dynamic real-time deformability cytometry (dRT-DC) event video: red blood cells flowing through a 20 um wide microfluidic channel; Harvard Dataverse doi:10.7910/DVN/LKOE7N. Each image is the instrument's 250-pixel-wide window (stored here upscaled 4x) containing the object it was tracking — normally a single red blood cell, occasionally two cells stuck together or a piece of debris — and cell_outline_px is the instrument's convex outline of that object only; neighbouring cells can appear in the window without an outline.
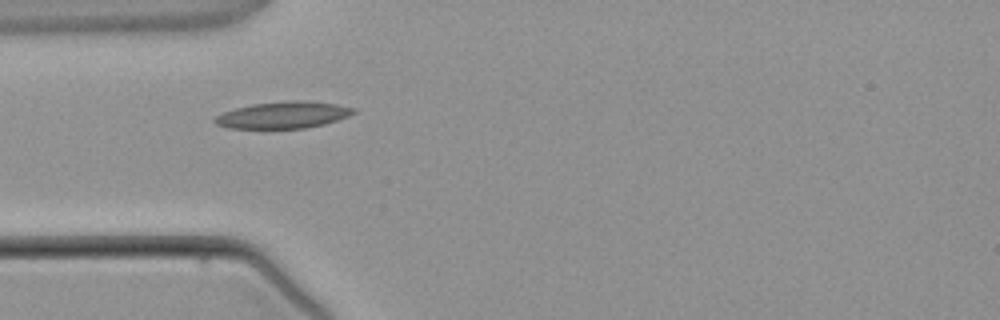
{"species": "common noctule bat (a hibernating species)", "species_latin": "Nyctalus noctula", "temperature_condition": "warm", "stored_images_in_passage": 1, "camera_frame_rate_fps": 3000, "um_per_image_px": 0.085, "animal": {"sex": "male", "body_mass_g": 21.5, "forearm_length_mm": 52.0}, "frame": {"image": 1, "passage_image": 1, "time_ms": 0.0, "image_size_px": [1000, 320], "cell_outline_px": [[356, 112], [348, 116], [324, 124], [304, 128], [228, 128], [216, 124], [212, 120], [216, 116], [224, 112], [236, 108], [252, 104], [284, 100], [304, 100], [336, 104], [356, 108]], "centroid_in_image_um": [24.08, 9.76], "position_along_channel_um": 60.9, "area_um2": 21.62}}